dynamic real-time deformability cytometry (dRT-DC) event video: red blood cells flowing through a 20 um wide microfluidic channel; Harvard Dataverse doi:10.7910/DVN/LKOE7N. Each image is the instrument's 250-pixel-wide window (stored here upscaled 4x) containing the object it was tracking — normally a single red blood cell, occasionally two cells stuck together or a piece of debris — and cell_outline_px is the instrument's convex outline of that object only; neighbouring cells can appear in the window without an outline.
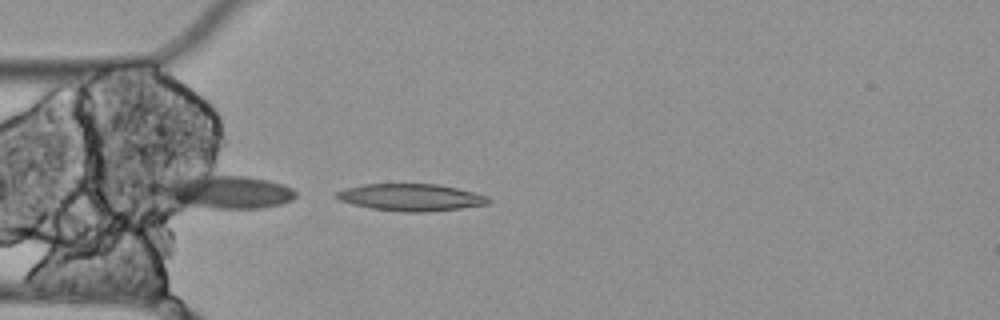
{"species": "Egyptian fruit bat (a non-hibernating species)", "species_latin": "Rousettus aegyptiacus", "temperature_condition": "cold", "stored_images_in_passage": 3, "camera_frame_rate_fps": 3000, "um_per_image_px": 0.085, "animal": {"sex": "female"}, "frame": {"image": 1, "passage_image": 3, "time_ms": 0.667, "image_size_px": [1000, 320], "cell_outline_px": [[492, 200], [488, 204], [460, 208], [428, 212], [408, 212], [372, 208], [352, 204], [340, 200], [332, 196], [336, 192], [344, 188], [364, 184], [436, 184], [456, 188], [488, 196]], "centroid_in_image_um": [34.91, 16.77], "position_along_channel_um": 50.1, "area_um2": 23.87}}